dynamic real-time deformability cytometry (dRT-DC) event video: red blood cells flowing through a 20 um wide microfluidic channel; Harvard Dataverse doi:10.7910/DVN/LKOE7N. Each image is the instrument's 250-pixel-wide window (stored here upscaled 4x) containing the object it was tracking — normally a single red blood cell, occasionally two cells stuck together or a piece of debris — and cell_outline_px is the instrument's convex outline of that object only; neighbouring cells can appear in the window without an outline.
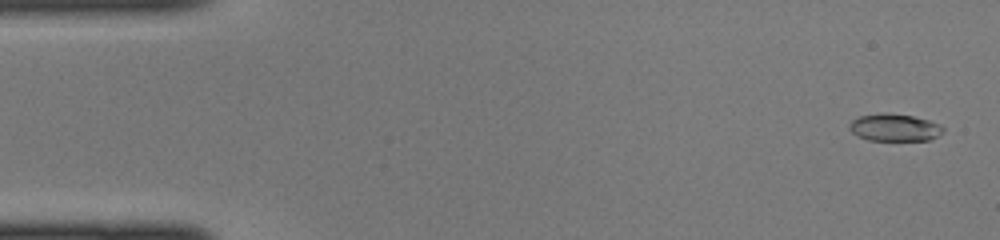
{"species": "common noctule bat (a hibernating species)", "species_latin": "Nyctalus noctula", "temperature_condition": "cold", "stored_images_in_passage": 45, "camera_frame_rate_fps": 3000, "um_per_image_px": 0.085, "animal": {"sex": "female", "body_mass_g": 22.0, "forearm_length_mm": 56.7}, "frame": {"image": 1, "passage_image": 2, "time_ms": 0.333, "image_size_px": [1000, 240], "cell_outline_px": [[944, 132], [928, 140], [868, 140], [852, 132], [848, 128], [848, 124], [852, 120], [860, 116], [884, 112], [912, 116], [928, 120], [940, 124], [944, 128]], "centroid_in_image_um": [76.03, 10.83], "position_along_channel_um": 9.0, "area_um2": 14.85}}
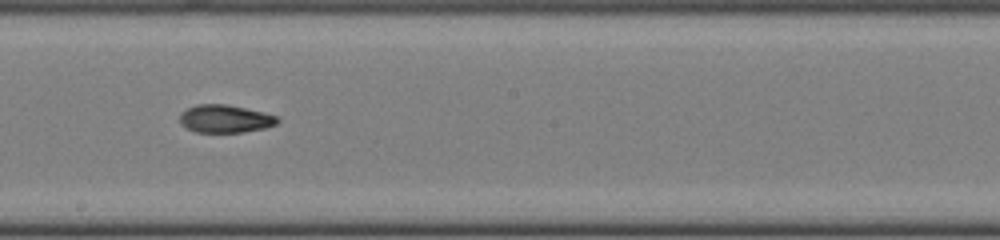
{"frame": {"image": 2, "passage_image": 25, "time_ms": 8.0, "image_size_px": [1000, 240], "cell_outline_px": [[280, 120], [276, 124], [264, 128], [244, 132], [196, 132], [180, 124], [180, 112], [196, 104], [228, 104], [264, 112], [276, 116]], "centroid_in_image_um": [19.13, 10.09], "position_along_channel_um": 229.1, "area_um2": 15.9}}
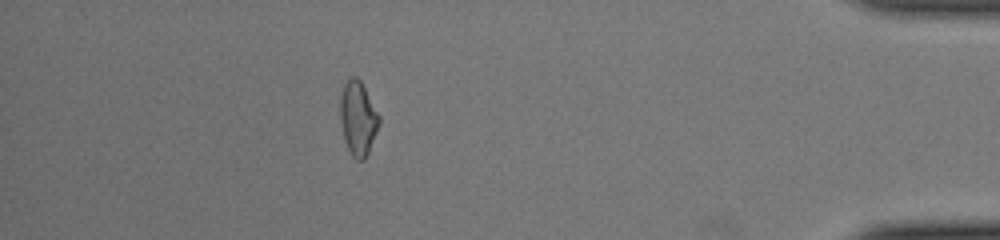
{"frame": {"image": 3, "passage_image": 40, "time_ms": 13.0, "image_size_px": [1000, 240], "cell_outline_px": [[380, 124], [368, 152], [364, 160], [356, 160], [352, 156], [344, 140], [340, 120], [340, 96], [344, 84], [352, 76], [356, 76], [360, 80], [380, 116]], "centroid_in_image_um": [30.42, 10.06], "position_along_channel_um": 404.8, "area_um2": 16.76}}